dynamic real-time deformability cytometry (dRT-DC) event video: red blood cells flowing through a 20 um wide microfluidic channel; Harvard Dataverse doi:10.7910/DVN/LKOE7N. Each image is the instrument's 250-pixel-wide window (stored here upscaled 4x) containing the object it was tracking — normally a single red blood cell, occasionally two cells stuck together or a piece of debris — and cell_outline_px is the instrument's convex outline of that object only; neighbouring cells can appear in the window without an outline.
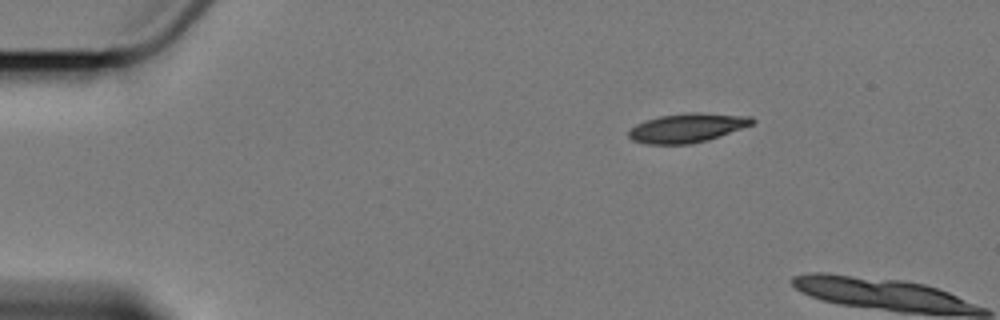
{"species": "Egyptian fruit bat (a non-hibernating species)", "species_latin": "Rousettus aegyptiacus", "temperature_condition": "cold", "stored_images_in_passage": 2, "camera_frame_rate_fps": 3000, "um_per_image_px": 0.085, "animal": {"sex": "female"}, "frame": {"image": 1, "passage_image": 1, "time_ms": 0.0, "image_size_px": [1000, 320], "cell_outline_px": [[756, 120], [752, 124], [708, 140], [692, 144], [648, 144], [632, 140], [628, 136], [628, 132], [636, 124], [644, 120], [660, 116], [692, 112], [696, 112], [752, 116]], "centroid_in_image_um": [58.4, 10.87], "position_along_channel_um": 26.6, "area_um2": 20.87}}